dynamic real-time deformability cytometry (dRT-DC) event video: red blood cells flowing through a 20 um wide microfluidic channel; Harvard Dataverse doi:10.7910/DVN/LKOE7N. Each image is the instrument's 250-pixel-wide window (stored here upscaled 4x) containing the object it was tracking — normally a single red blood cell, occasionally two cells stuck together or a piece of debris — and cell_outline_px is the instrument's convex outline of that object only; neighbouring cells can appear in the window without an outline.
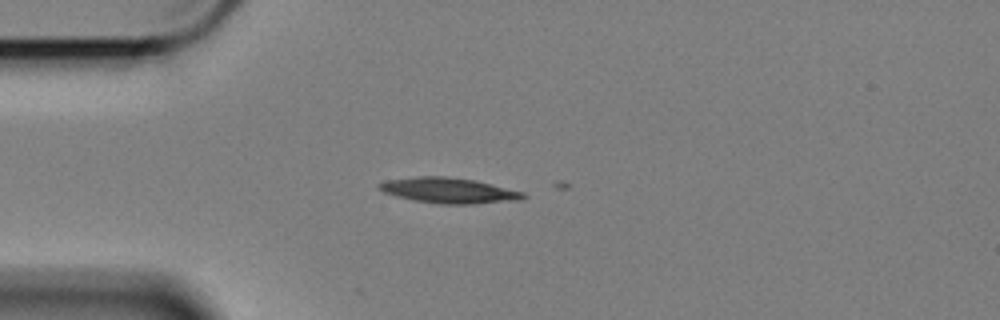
{"species": "Egyptian fruit bat (a non-hibernating species)", "species_latin": "Rousettus aegyptiacus", "temperature_condition": "cold", "stored_images_in_passage": 3, "camera_frame_rate_fps": 3000, "um_per_image_px": 0.085, "animal": {"sex": "female"}, "frame": {"image": 1, "passage_image": 2, "time_ms": 0.333, "image_size_px": [1000, 320], "cell_outline_px": [[528, 196], [524, 200], [476, 204], [440, 204], [412, 200], [396, 196], [384, 192], [376, 184], [388, 180], [420, 176], [444, 176], [472, 180], [524, 192]], "centroid_in_image_um": [38.19, 16.21], "position_along_channel_um": 46.8, "area_um2": 21.33}}